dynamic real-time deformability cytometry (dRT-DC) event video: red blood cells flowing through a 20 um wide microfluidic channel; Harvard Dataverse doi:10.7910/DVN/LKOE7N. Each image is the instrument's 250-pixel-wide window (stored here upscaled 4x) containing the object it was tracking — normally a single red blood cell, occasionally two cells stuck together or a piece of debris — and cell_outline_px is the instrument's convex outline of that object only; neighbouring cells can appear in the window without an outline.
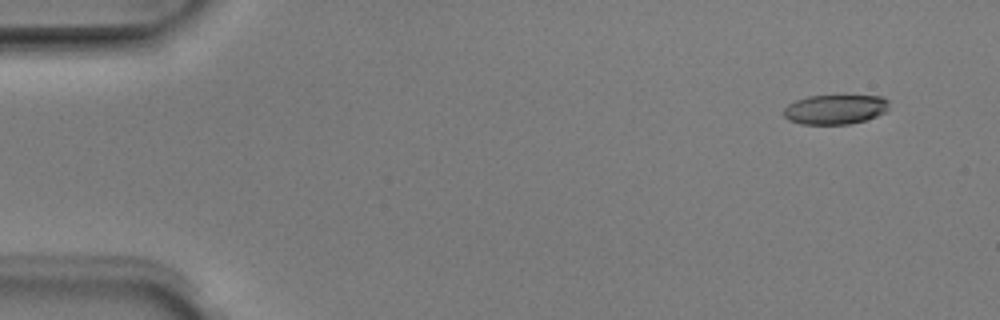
{"species": "Egyptian fruit bat (a non-hibernating species)", "species_latin": "Rousettus aegyptiacus", "temperature_condition": "room temperature", "stored_images_in_passage": 4, "camera_frame_rate_fps": 3000, "um_per_image_px": 0.085, "animal": {"sex": "male"}, "frame": {"image": 1, "passage_image": 1, "time_ms": 0.0, "image_size_px": [1000, 320], "cell_outline_px": [[888, 108], [884, 112], [876, 116], [864, 120], [848, 124], [800, 124], [788, 120], [784, 116], [784, 108], [788, 104], [796, 100], [808, 96], [884, 96], [888, 100]], "centroid_in_image_um": [70.97, 9.3], "position_along_channel_um": 14.0, "area_um2": 18.09}}
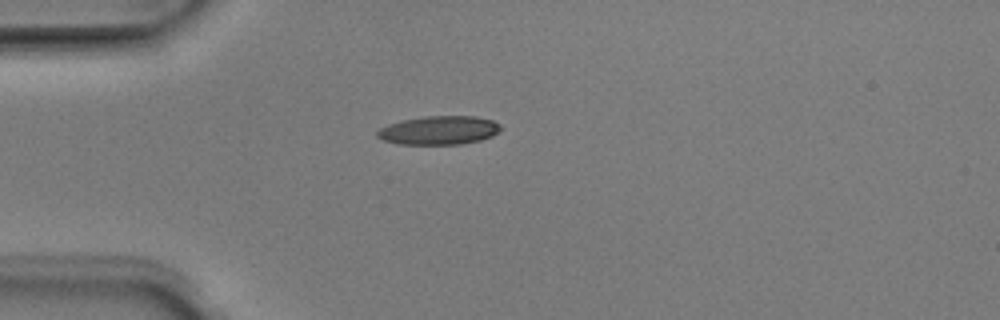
{"frame": {"image": 2, "passage_image": 4, "time_ms": 1.0, "image_size_px": [1000, 320], "cell_outline_px": [[504, 128], [492, 136], [480, 140], [460, 144], [396, 144], [384, 140], [376, 136], [376, 132], [380, 128], [388, 124], [400, 120], [424, 116], [476, 116], [492, 120], [500, 124]], "centroid_in_image_um": [37.32, 11.07], "position_along_channel_um": 47.7, "area_um2": 20.81}}